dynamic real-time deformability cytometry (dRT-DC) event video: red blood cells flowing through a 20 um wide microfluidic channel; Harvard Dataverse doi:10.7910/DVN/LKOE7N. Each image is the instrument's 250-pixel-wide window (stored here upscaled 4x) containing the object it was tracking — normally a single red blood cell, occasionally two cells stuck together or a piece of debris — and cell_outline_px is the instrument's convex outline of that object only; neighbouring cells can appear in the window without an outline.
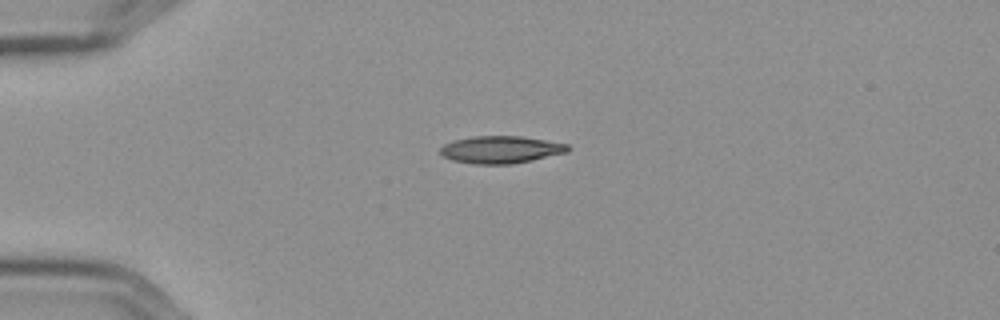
{"species": "Egyptian fruit bat (a non-hibernating species)", "species_latin": "Rousettus aegyptiacus", "temperature_condition": "cold", "stored_images_in_passage": 43, "camera_frame_rate_fps": 3000, "um_per_image_px": 0.085, "frame": {"image": 1, "passage_image": 1, "time_ms": 0.0, "image_size_px": [1000, 320], "cell_outline_px": [[572, 148], [568, 152], [532, 160], [512, 164], [476, 164], [452, 160], [444, 156], [440, 152], [440, 148], [444, 144], [452, 140], [472, 136], [524, 136], [568, 144]], "centroid_in_image_um": [42.59, 12.71], "position_along_channel_um": 42.4, "area_um2": 20.46}}
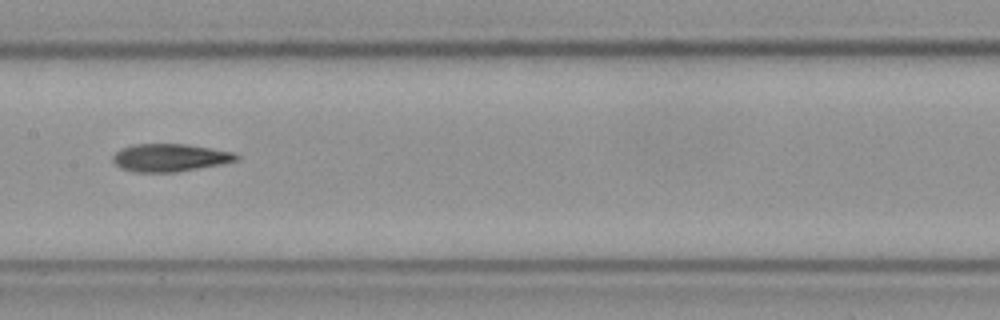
{"frame": {"image": 2, "passage_image": 16, "time_ms": 5.0, "image_size_px": [1000, 320], "cell_outline_px": [[240, 160], [224, 164], [172, 172], [132, 172], [120, 168], [112, 160], [112, 156], [120, 148], [132, 144], [188, 144], [236, 152], [240, 156]], "centroid_in_image_um": [14.47, 13.39], "position_along_channel_um": 192.9, "area_um2": 20.29}}
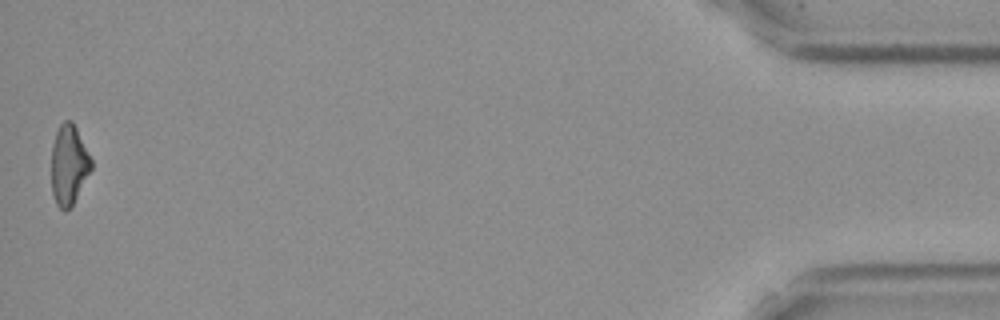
{"frame": {"image": 3, "passage_image": 43, "time_ms": 14.0, "image_size_px": [1000, 320], "cell_outline_px": [[92, 168], [72, 204], [64, 212], [56, 204], [52, 192], [52, 144], [56, 132], [60, 124], [64, 120], [72, 120], [92, 160]], "centroid_in_image_um": [5.84, 13.99], "position_along_channel_um": 429.4, "area_um2": 18.26}, "authors_computed_cell_mechanics": {"area_um2": 19.9988, "velocity_mm_per_s": 3.605, "shape_relaxation_time_tau1_ms": 7.1575, "shape_relaxation_time_tau2_ms": 3.2653, "deformation_change_tau1": 0.1974, "deformation_change_tau2": 0.1198}}